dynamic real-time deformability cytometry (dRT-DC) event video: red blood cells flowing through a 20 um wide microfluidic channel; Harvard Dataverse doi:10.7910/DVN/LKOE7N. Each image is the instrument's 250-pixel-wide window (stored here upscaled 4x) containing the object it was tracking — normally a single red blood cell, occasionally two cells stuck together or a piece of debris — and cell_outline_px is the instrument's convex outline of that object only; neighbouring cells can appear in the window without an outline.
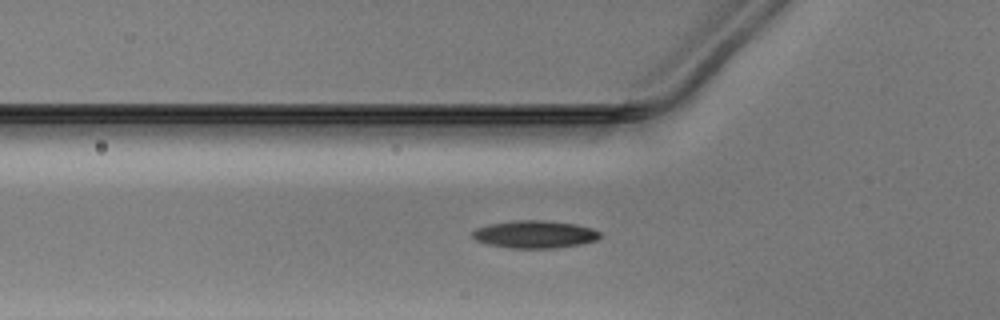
{"species": "Egyptian fruit bat (a non-hibernating species)", "species_latin": "Rousettus aegyptiacus", "temperature_condition": "warm", "stored_images_in_passage": 52, "camera_frame_rate_fps": 3000, "um_per_image_px": 0.085, "animal": {"sex": "male"}, "frame": {"image": 1, "passage_image": 17, "time_ms": 5.333, "image_size_px": [1000, 320], "cell_outline_px": [[600, 236], [596, 240], [580, 244], [556, 248], [508, 248], [488, 244], [476, 240], [472, 236], [472, 232], [476, 228], [488, 224], [516, 220], [544, 220], [576, 224], [592, 228], [600, 232]], "centroid_in_image_um": [45.44, 19.91], "position_along_channel_um": 80.4, "area_um2": 20.52}}
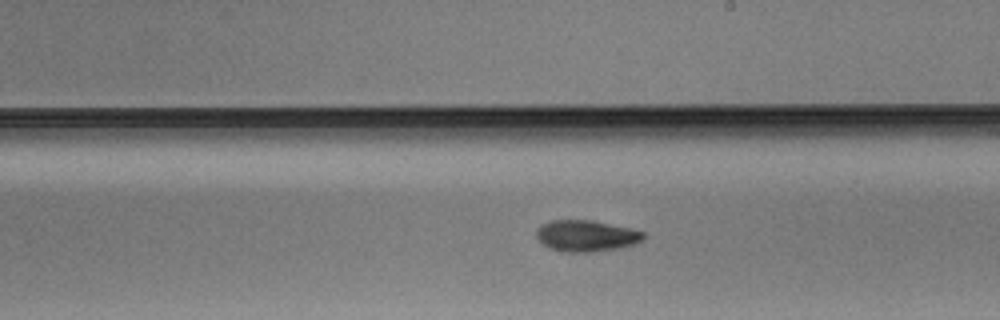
{"frame": {"image": 2, "passage_image": 29, "time_ms": 9.333, "image_size_px": [1000, 320], "cell_outline_px": [[644, 240], [620, 248], [596, 252], [560, 252], [548, 248], [536, 236], [536, 232], [540, 224], [552, 220], [588, 220], [628, 228], [644, 232]], "centroid_in_image_um": [49.79, 20.06], "position_along_channel_um": 239.2, "area_um2": 19.48}}
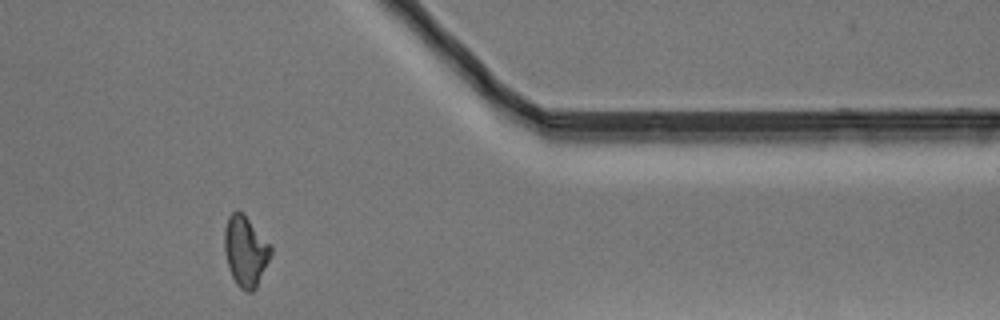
{"frame": {"image": 3, "passage_image": 42, "time_ms": 13.667, "image_size_px": [1000, 320], "cell_outline_px": [[272, 252], [256, 288], [252, 292], [244, 292], [236, 284], [228, 268], [224, 248], [224, 228], [228, 216], [232, 212], [244, 212], [272, 244]], "centroid_in_image_um": [20.87, 21.32], "position_along_channel_um": 390.5, "area_um2": 19.42}}